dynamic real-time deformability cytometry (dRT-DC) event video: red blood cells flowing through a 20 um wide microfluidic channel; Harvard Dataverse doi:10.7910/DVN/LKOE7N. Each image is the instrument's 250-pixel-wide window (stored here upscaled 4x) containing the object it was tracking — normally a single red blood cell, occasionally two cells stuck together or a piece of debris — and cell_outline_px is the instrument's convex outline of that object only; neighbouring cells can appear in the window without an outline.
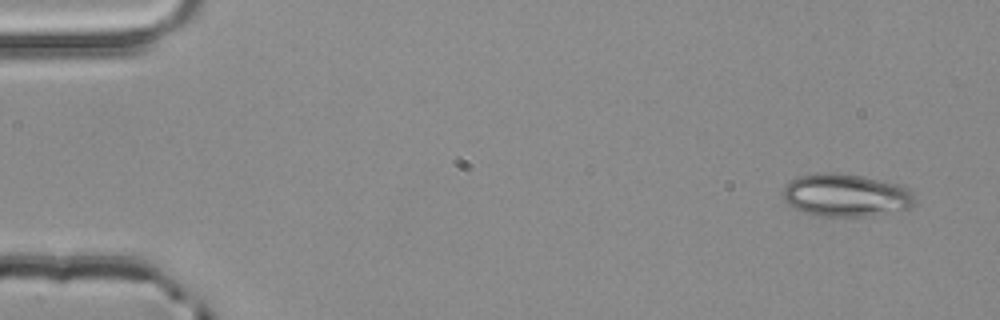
{"species": "common noctule bat (a hibernating species)", "species_latin": "Nyctalus noctula", "temperature_condition": "room temperature", "stored_images_in_passage": 3, "camera_frame_rate_fps": 3000, "um_per_image_px": 0.085, "animal": {"sex": "male", "body_mass_g": 20.4}, "frame": {"image": 1, "passage_image": 1, "time_ms": 0.0, "image_size_px": [1000, 320], "cell_outline_px": [[912, 204], [908, 208], [864, 216], [820, 216], [804, 212], [792, 208], [784, 200], [780, 192], [792, 180], [800, 176], [816, 172], [836, 172], [884, 180], [900, 184], [908, 188], [912, 192]], "centroid_in_image_um": [71.83, 16.57], "position_along_channel_um": 13.2, "area_um2": 32.71}}